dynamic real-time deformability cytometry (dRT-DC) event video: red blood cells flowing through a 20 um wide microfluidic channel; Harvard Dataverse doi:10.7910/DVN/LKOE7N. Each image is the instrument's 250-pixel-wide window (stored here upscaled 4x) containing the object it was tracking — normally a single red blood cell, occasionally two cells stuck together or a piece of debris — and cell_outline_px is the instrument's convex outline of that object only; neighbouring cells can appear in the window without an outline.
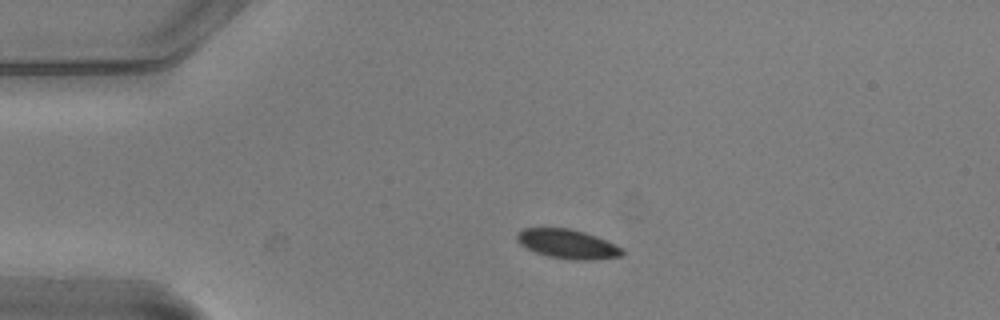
{"species": "common noctule bat (a hibernating species)", "species_latin": "Nyctalus noctula", "temperature_condition": "warm", "stored_images_in_passage": 41, "camera_frame_rate_fps": 3000, "um_per_image_px": 0.085, "animal": {"sex": "male", "body_mass_g": 20.5, "forearm_length_mm": 52.5}, "frame": {"image": 1, "passage_image": 1, "time_ms": 0.0, "image_size_px": [1000, 320], "cell_outline_px": [[624, 256], [592, 260], [576, 260], [548, 256], [536, 252], [520, 244], [516, 240], [516, 236], [524, 228], [568, 228], [584, 232], [596, 236], [616, 244], [624, 248]], "centroid_in_image_um": [48.3, 20.74], "position_along_channel_um": 36.7, "area_um2": 17.92}}
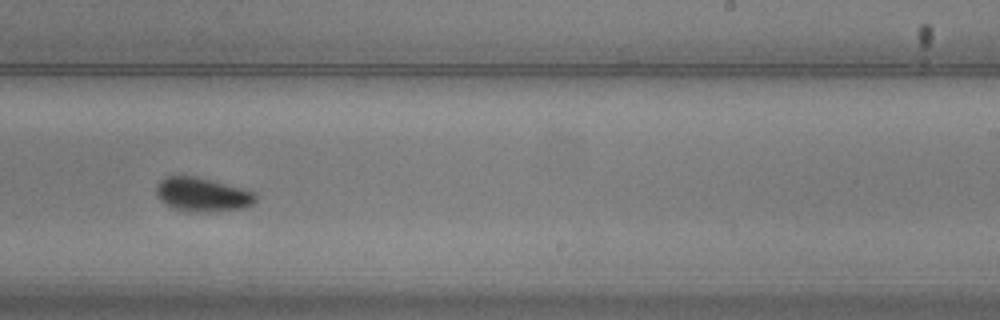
{"frame": {"image": 2, "passage_image": 23, "time_ms": 7.333, "image_size_px": [1000, 320], "cell_outline_px": [[256, 200], [252, 204], [244, 208], [196, 212], [172, 208], [164, 204], [156, 196], [156, 184], [164, 176], [196, 176], [256, 192]], "centroid_in_image_um": [17.15, 16.52], "position_along_channel_um": 271.8, "area_um2": 19.59}}
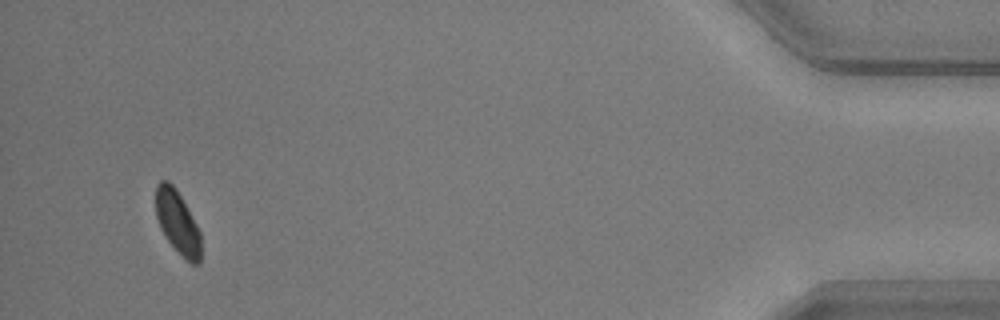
{"frame": {"image": 3, "passage_image": 41, "time_ms": 13.333, "image_size_px": [1000, 320], "cell_outline_px": [[200, 264], [192, 264], [168, 240], [160, 228], [156, 216], [156, 184], [160, 180], [168, 180], [176, 188], [196, 224], [200, 232]], "centroid_in_image_um": [15.07, 18.84], "position_along_channel_um": 420.1, "area_um2": 16.24}, "authors_computed_cell_mechanics": {"area_um2": 18.785, "velocity_mm_per_s": 3.714, "shape_relaxation_time_tau1_ms": 2.9304, "shape_relaxation_time_tau2_ms": null, "deformation_change_tau1": 0.103, "deformation_change_tau2": null}}